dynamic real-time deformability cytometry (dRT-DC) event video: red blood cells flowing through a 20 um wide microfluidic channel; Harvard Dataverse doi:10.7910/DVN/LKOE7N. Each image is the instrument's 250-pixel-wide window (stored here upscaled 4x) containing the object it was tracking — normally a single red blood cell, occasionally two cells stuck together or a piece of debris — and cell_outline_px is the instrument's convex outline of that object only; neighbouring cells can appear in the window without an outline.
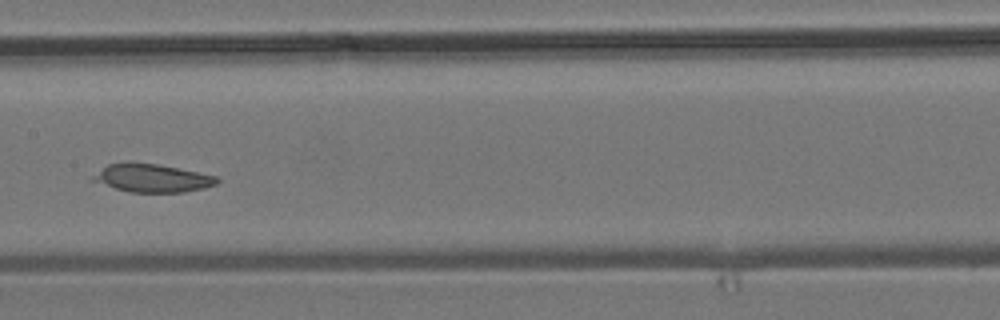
{"species": "common noctule bat (a hibernating species)", "species_latin": "Nyctalus noctula", "temperature_condition": "room temperature", "stored_images_in_passage": 9, "camera_frame_rate_fps": 3000, "um_per_image_px": 0.085, "animal": {"sex": "male", "body_mass_g": 19.2, "forearm_length_mm": 51.8}, "frame": {"image": 1, "passage_image": 8, "time_ms": 8.0, "image_size_px": [1000, 320], "cell_outline_px": [[220, 180], [216, 184], [204, 188], [184, 192], [128, 192], [88, 180], [92, 176], [108, 164], [128, 160], [156, 164], [216, 176]], "centroid_in_image_um": [12.86, 15.12], "position_along_channel_um": 194.5, "area_um2": 20.46}}
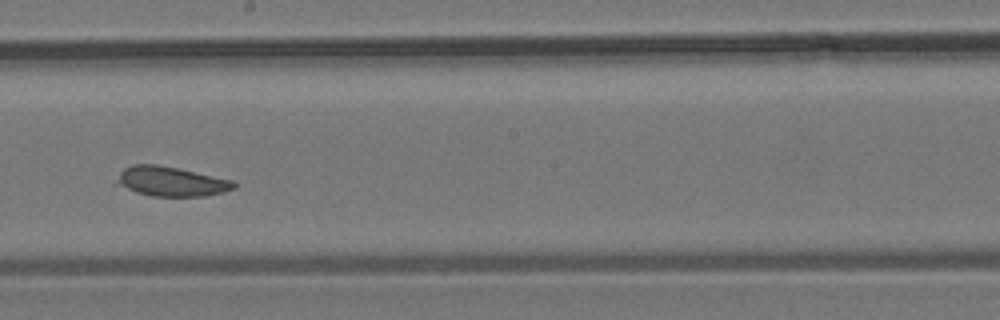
{"frame": {"image": 2, "passage_image": 9, "time_ms": 9.0, "image_size_px": [1000, 320], "cell_outline_px": [[236, 188], [224, 192], [204, 196], [152, 196], [136, 192], [112, 184], [120, 172], [124, 168], [132, 164], [156, 164], [176, 168], [232, 180], [236, 184]], "centroid_in_image_um": [14.48, 15.43], "position_along_channel_um": 233.7, "area_um2": 20.29}}